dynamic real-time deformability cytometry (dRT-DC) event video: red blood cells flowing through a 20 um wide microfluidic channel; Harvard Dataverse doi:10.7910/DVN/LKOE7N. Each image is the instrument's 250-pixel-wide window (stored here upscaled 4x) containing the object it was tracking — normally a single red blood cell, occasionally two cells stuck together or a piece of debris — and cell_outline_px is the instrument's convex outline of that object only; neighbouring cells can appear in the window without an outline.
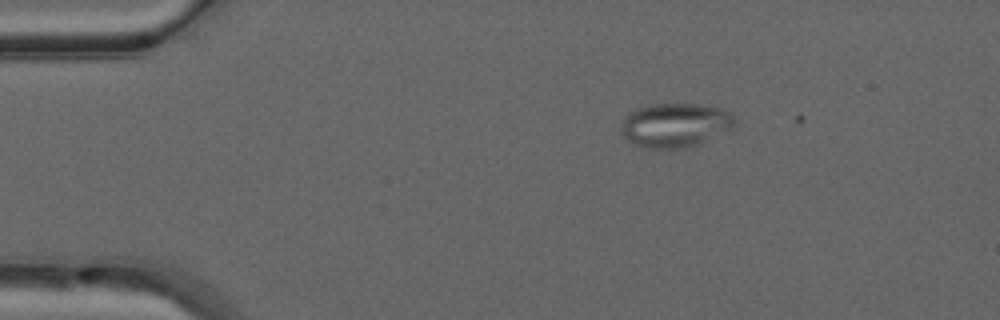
{"species": "common noctule bat (a hibernating species)", "species_latin": "Nyctalus noctula", "temperature_condition": "warm", "stored_images_in_passage": 2, "camera_frame_rate_fps": 3000, "um_per_image_px": 0.085, "animal": {"sex": "male", "forearm_length_mm": 52.5}, "frame": {"image": 1, "passage_image": 1, "time_ms": 0.0, "image_size_px": [1000, 320], "cell_outline_px": [[736, 120], [732, 124], [700, 144], [688, 148], [648, 148], [636, 144], [628, 140], [620, 132], [624, 120], [628, 112], [648, 104], [696, 104], [720, 108], [728, 112]], "centroid_in_image_um": [57.31, 10.63], "position_along_channel_um": 27.7, "area_um2": 28.55}}